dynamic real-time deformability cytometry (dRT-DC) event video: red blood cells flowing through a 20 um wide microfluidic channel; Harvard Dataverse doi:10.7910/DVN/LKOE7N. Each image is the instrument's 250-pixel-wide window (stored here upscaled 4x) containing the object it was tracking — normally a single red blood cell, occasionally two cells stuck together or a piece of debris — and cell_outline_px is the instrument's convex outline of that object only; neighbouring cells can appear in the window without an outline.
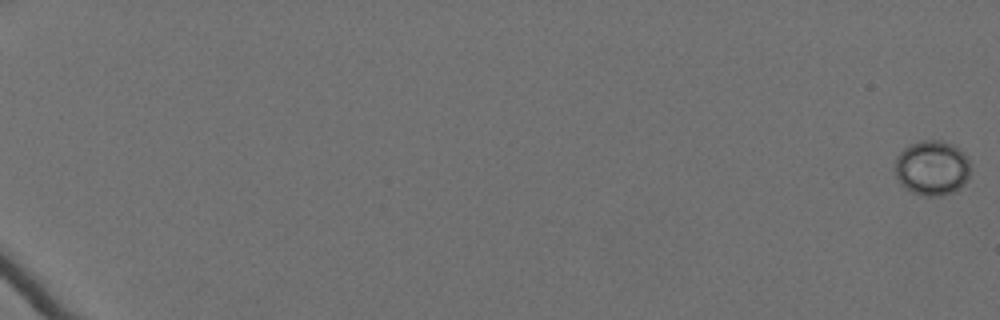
{"species": "Egyptian fruit bat (a non-hibernating species)", "species_latin": "Rousettus aegyptiacus", "temperature_condition": "cold", "stored_images_in_passage": 64, "camera_frame_rate_fps": 3000, "um_per_image_px": 0.085, "animal": {"sex": "female"}, "frame": {"image": 1, "passage_image": 1, "time_ms": 0.0, "image_size_px": [1000, 320], "cell_outline_px": [[968, 176], [964, 184], [960, 188], [952, 192], [940, 196], [920, 196], [904, 188], [900, 184], [896, 176], [896, 156], [904, 148], [920, 140], [940, 140], [952, 144], [968, 160]], "centroid_in_image_um": [79.18, 14.29], "position_along_channel_um": 5.8, "area_um2": 23.93}}
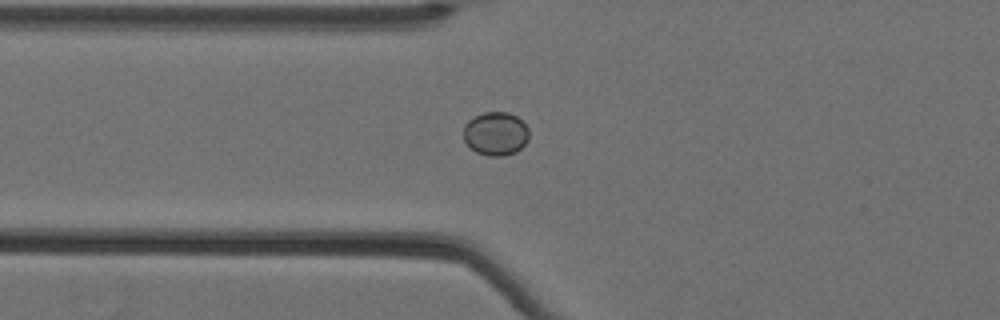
{"frame": {"image": 2, "passage_image": 28, "time_ms": 9.0, "image_size_px": [1000, 320], "cell_outline_px": [[528, 140], [516, 152], [504, 156], [488, 156], [476, 152], [464, 140], [464, 124], [468, 120], [484, 112], [508, 112], [516, 116], [528, 128]], "centroid_in_image_um": [42.13, 11.36], "position_along_channel_um": 83.7, "area_um2": 16.53}}
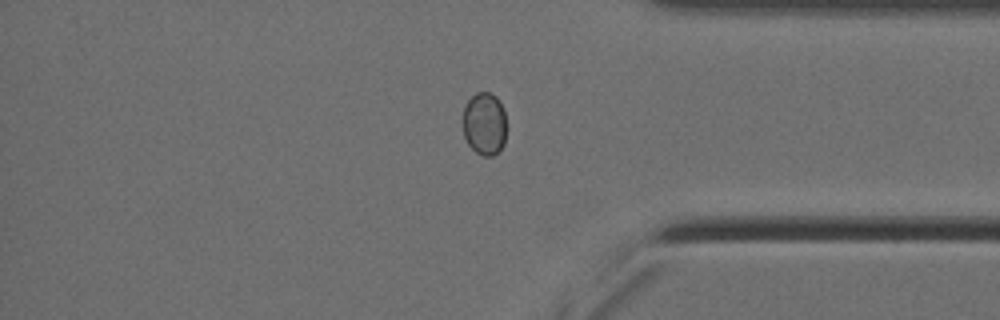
{"frame": {"image": 3, "passage_image": 55, "time_ms": 18.0, "image_size_px": [1000, 320], "cell_outline_px": [[508, 128], [504, 144], [500, 152], [492, 156], [484, 156], [476, 152], [468, 144], [464, 136], [464, 108], [468, 100], [476, 92], [488, 92], [496, 96], [504, 108]], "centroid_in_image_um": [41.24, 10.53], "position_along_channel_um": 394.0, "area_um2": 16.36}}